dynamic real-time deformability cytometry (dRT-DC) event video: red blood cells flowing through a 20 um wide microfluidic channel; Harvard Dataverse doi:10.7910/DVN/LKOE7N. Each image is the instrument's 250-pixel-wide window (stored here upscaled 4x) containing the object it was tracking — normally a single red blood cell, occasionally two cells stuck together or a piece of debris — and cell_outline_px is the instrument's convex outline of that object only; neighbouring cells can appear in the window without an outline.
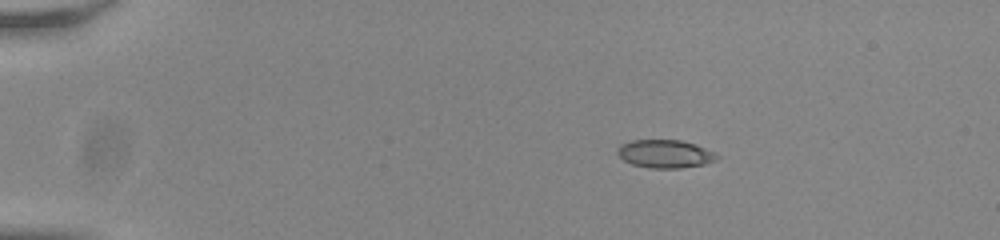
{"species": "common noctule bat (a hibernating species)", "species_latin": "Nyctalus noctula", "temperature_condition": "room temperature", "stored_images_in_passage": 46, "camera_frame_rate_fps": 3000, "um_per_image_px": 0.085, "animal": {"sex": "male", "body_mass_g": 20.0, "forearm_length_mm": 53.3}, "frame": {"image": 1, "passage_image": 1, "time_ms": 0.0, "image_size_px": [1000, 240], "cell_outline_px": [[720, 156], [716, 160], [704, 164], [680, 168], [648, 168], [632, 164], [624, 160], [616, 152], [620, 144], [632, 140], [680, 140], [696, 144], [716, 152]], "centroid_in_image_um": [56.55, 13.07], "position_along_channel_um": 28.4, "area_um2": 16.42}}
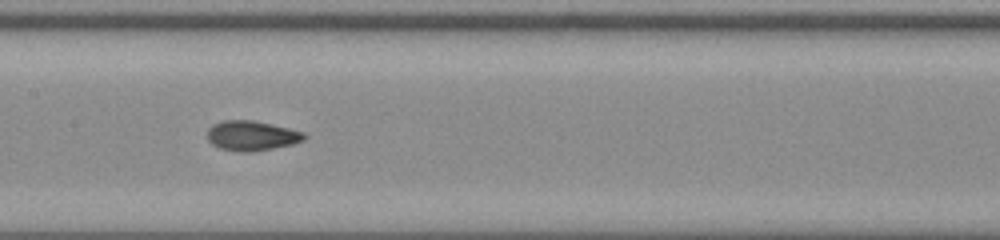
{"frame": {"image": 2, "passage_image": 20, "time_ms": 6.333, "image_size_px": [1000, 240], "cell_outline_px": [[308, 136], [304, 140], [292, 144], [252, 152], [240, 152], [220, 148], [212, 144], [208, 140], [208, 128], [212, 124], [224, 120], [252, 120], [288, 128], [304, 132]], "centroid_in_image_um": [21.39, 11.53], "position_along_channel_um": 186.0, "area_um2": 16.82}}
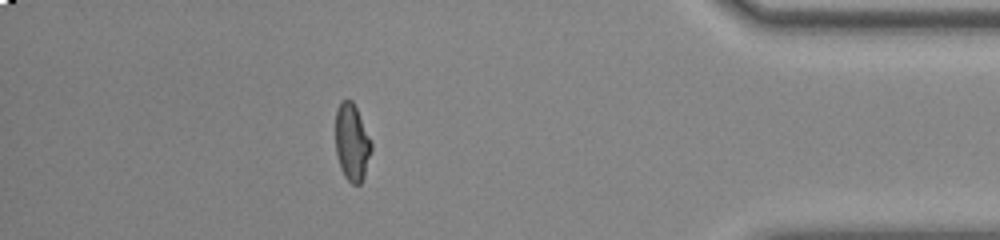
{"frame": {"image": 3, "passage_image": 40, "time_ms": 13.0, "image_size_px": [1000, 240], "cell_outline_px": [[372, 148], [364, 176], [360, 184], [352, 184], [344, 176], [340, 168], [336, 152], [336, 108], [340, 100], [352, 100], [372, 140]], "centroid_in_image_um": [29.91, 12.09], "position_along_channel_um": 405.3, "area_um2": 16.18}, "authors_computed_cell_mechanics": {"area_um2": 16.4152, "velocity_mm_per_s": 3.8213, "shape_relaxation_time_tau1_ms": null, "shape_relaxation_time_tau2_ms": 1.4034, "deformation_change_tau1": null, "deformation_change_tau2": 0.0634}}